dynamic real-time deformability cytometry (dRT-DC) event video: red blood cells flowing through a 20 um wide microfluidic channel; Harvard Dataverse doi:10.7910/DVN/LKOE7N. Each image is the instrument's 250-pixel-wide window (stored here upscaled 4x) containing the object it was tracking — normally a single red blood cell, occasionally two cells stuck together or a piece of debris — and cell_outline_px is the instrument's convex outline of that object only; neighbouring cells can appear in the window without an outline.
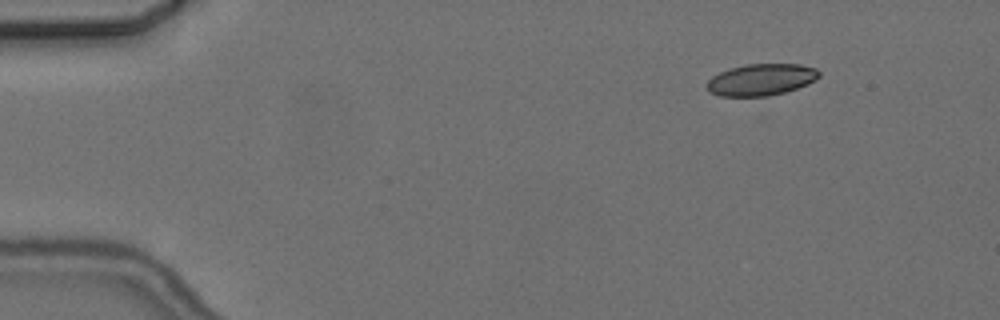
{"species": "common noctule bat (a hibernating species)", "species_latin": "Nyctalus noctula", "temperature_condition": "cold", "stored_images_in_passage": 4, "camera_frame_rate_fps": 3000, "um_per_image_px": 0.085, "animal": {"sex": "female", "body_mass_g": 24.6, "forearm_length_mm": 56.2}, "frame": {"image": 1, "passage_image": 2, "time_ms": 1.667, "image_size_px": [1000, 320], "cell_outline_px": [[820, 76], [816, 80], [808, 84], [784, 92], [768, 96], [720, 96], [708, 92], [704, 84], [712, 76], [728, 68], [744, 64], [800, 64], [816, 68], [820, 72]], "centroid_in_image_um": [64.66, 6.77], "position_along_channel_um": 20.3, "area_um2": 20.98}}
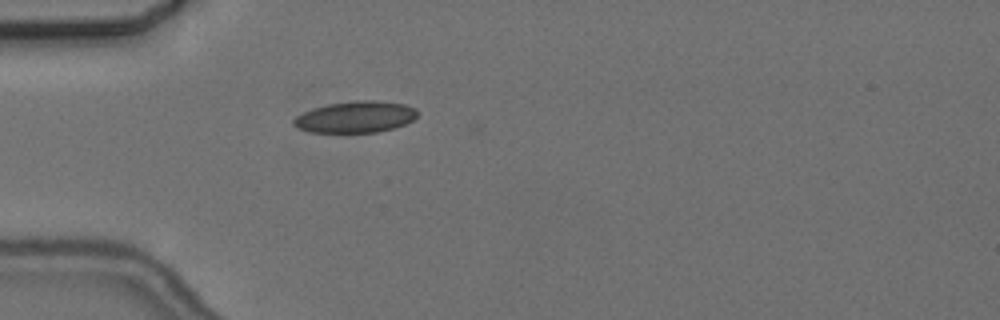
{"frame": {"image": 2, "passage_image": 4, "time_ms": 5.0, "image_size_px": [1000, 320], "cell_outline_px": [[420, 112], [412, 120], [404, 124], [392, 128], [376, 132], [308, 132], [292, 124], [292, 120], [296, 116], [304, 112], [328, 104], [360, 100], [376, 100], [404, 104], [416, 108]], "centroid_in_image_um": [30.24, 9.93], "position_along_channel_um": 54.8, "area_um2": 22.48}}